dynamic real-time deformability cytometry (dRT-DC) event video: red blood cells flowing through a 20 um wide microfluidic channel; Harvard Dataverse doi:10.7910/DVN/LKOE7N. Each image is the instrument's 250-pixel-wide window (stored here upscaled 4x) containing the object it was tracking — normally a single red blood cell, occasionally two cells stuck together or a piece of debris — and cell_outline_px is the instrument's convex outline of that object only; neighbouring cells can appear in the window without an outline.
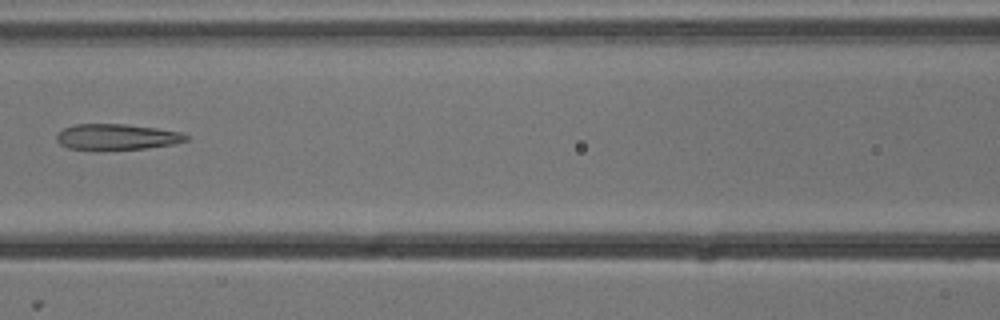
{"species": "common noctule bat (a hibernating species)", "species_latin": "Nyctalus noctula", "temperature_condition": "cold", "stored_images_in_passage": 4, "camera_frame_rate_fps": 3000, "um_per_image_px": 0.085, "animal": {"sex": "male", "body_mass_g": 13.3}, "frame": {"image": 1, "passage_image": 4, "time_ms": 1.0, "image_size_px": [1000, 320], "cell_outline_px": [[188, 140], [172, 144], [144, 148], [96, 152], [68, 148], [60, 144], [56, 140], [56, 136], [64, 128], [72, 124], [128, 124], [156, 128], [180, 132], [188, 136]], "centroid_in_image_um": [9.86, 11.66], "position_along_channel_um": 156.7, "area_um2": 20.0}}